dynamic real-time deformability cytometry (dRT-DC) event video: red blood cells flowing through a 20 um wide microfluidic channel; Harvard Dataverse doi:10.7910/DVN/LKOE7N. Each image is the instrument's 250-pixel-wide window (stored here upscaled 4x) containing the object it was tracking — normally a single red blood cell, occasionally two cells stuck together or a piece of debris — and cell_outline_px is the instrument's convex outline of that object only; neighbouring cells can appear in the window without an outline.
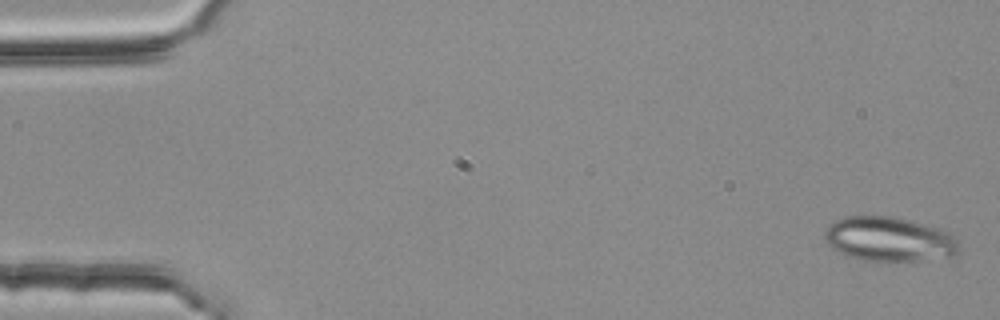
{"species": "common noctule bat (a hibernating species)", "species_latin": "Nyctalus noctula", "temperature_condition": "room temperature", "stored_images_in_passage": 5, "segment_of_instrument_passage": [1, 2], "camera_frame_rate_fps": 3000, "um_per_image_px": 0.085, "animal": {"sex": "female", "body_mass_g": 25.1}, "frame": {"image": 1, "passage_image": 1, "time_ms": 0.0, "image_size_px": [1000, 320], "cell_outline_px": [[960, 252], [956, 256], [916, 260], [864, 260], [848, 256], [832, 248], [828, 244], [824, 236], [824, 232], [828, 224], [844, 216], [888, 216], [908, 220], [936, 228], [948, 232], [956, 240], [960, 248]], "centroid_in_image_um": [75.55, 20.32], "position_along_channel_um": 9.4, "area_um2": 34.45}}